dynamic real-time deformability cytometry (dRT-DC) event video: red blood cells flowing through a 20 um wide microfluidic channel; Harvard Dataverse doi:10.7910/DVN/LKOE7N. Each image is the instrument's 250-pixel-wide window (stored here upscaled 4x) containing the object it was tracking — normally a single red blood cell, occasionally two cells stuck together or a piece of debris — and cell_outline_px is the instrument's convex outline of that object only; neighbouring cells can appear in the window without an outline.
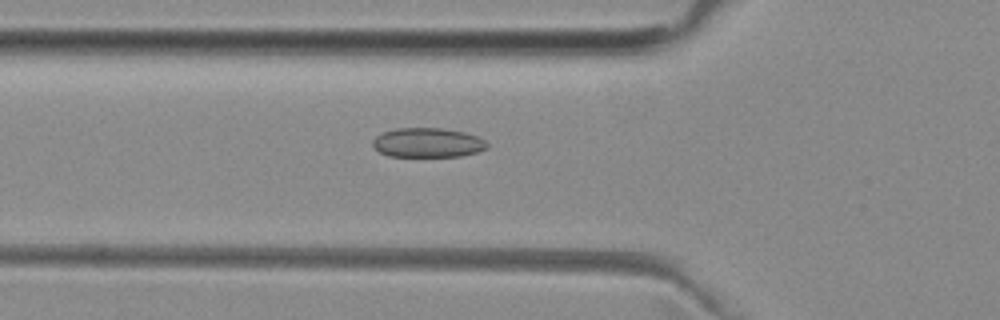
{"species": "common noctule bat (a hibernating species)", "species_latin": "Nyctalus noctula", "temperature_condition": "room temperature", "stored_images_in_passage": 47, "camera_frame_rate_fps": 3000, "um_per_image_px": 0.085, "animal": {"sex": "female", "body_mass_g": 29.2, "forearm_length_mm": 56.3}, "frame": {"image": 1, "passage_image": 13, "time_ms": 4.0, "image_size_px": [1000, 320], "cell_outline_px": [[488, 148], [476, 152], [460, 156], [388, 156], [380, 152], [372, 144], [372, 140], [376, 136], [384, 132], [396, 128], [444, 128], [464, 132], [476, 136], [484, 140], [488, 144]], "centroid_in_image_um": [36.35, 12.12], "position_along_channel_um": 89.4, "area_um2": 19.54}}
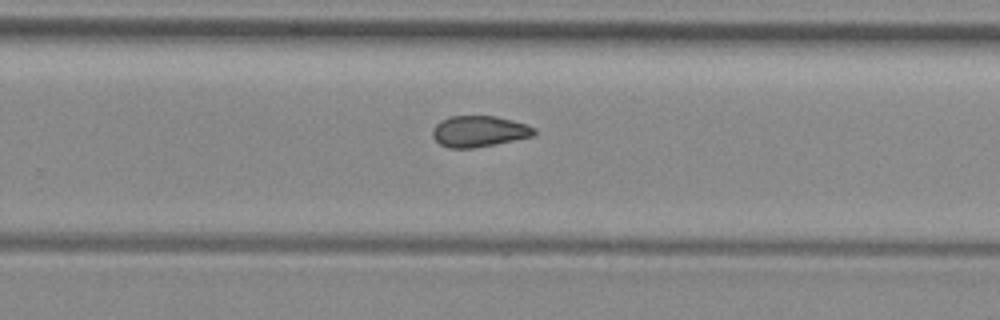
{"frame": {"image": 2, "passage_image": 28, "time_ms": 9.0, "image_size_px": [1000, 320], "cell_outline_px": [[536, 132], [532, 136], [496, 144], [472, 148], [448, 148], [440, 144], [432, 136], [432, 128], [440, 120], [452, 116], [496, 116], [512, 120], [536, 128]], "centroid_in_image_um": [40.69, 11.16], "position_along_channel_um": 289.1, "area_um2": 18.38}}
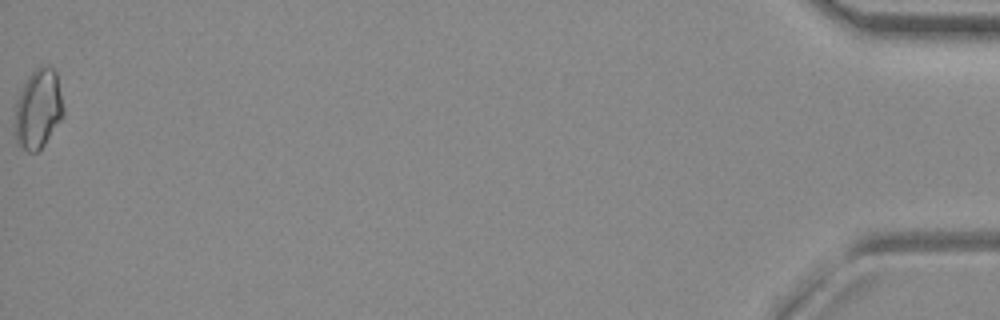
{"frame": {"image": 3, "passage_image": 47, "time_ms": 15.333, "image_size_px": [1000, 320], "cell_outline_px": [[64, 116], [44, 144], [36, 152], [28, 152], [16, 140], [16, 100], [28, 76], [40, 64], [44, 64], [52, 68], [56, 72], [64, 108]], "centroid_in_image_um": [3.28, 9.22], "position_along_channel_um": 431.9, "area_um2": 22.2}, "authors_computed_cell_mechanics": {"area_um2": 19.1318, "velocity_mm_per_s": 3.9876, "shape_relaxation_time_tau1_ms": null, "shape_relaxation_time_tau2_ms": 3.8241, "deformation_change_tau1": null, "deformation_change_tau2": 0.0839}}